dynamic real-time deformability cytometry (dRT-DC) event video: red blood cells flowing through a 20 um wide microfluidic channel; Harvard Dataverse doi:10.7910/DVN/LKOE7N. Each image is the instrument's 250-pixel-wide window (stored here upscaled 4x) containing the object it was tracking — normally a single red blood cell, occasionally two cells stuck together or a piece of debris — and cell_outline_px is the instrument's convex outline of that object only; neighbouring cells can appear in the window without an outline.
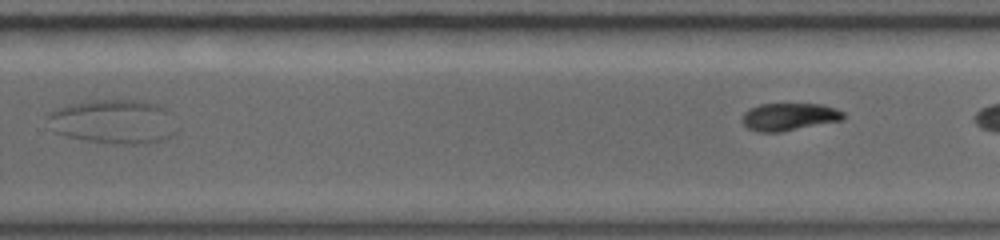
{"species": "common noctule bat (a hibernating species)", "species_latin": "Nyctalus noctula", "temperature_condition": "warm", "stored_images_in_passage": 10, "segment_of_instrument_passage": [2, 2], "camera_frame_rate_fps": 5000, "um_per_image_px": 0.085, "animal": {"sex": "female", "body_mass_g": 19.0, "forearm_length_mm": 56.7}, "frame": {"image": 1, "passage_image": 10, "time_ms": 6.8, "image_size_px": [1000, 240], "cell_outline_px": [[844, 120], [780, 132], [760, 132], [748, 128], [744, 124], [744, 112], [760, 104], [820, 104], [836, 108], [844, 112]], "centroid_in_image_um": [67.13, 9.92], "position_along_channel_um": 262.7, "area_um2": 16.07}}